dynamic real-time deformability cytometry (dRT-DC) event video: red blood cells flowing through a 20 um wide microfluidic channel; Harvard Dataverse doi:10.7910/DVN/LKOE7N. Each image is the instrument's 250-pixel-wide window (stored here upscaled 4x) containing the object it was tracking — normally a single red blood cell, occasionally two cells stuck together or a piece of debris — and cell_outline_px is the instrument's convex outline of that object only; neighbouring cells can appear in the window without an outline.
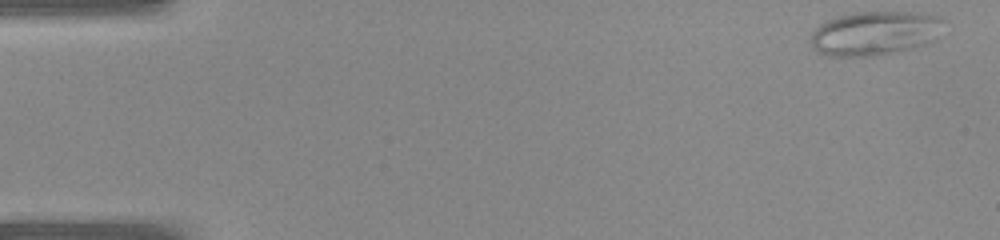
{"species": "common noctule bat (a hibernating species)", "species_latin": "Nyctalus noctula", "temperature_condition": "warm", "stored_images_in_passage": 40, "camera_frame_rate_fps": 3000, "um_per_image_px": 0.085, "animal": {"sex": "female", "body_mass_g": 22.0, "forearm_length_mm": 56.7}, "frame": {"image": 1, "passage_image": 1, "time_ms": 0.0, "image_size_px": [1000, 240], "cell_outline_px": [[944, 20], [936, 40], [912, 48], [880, 56], [828, 56], [812, 48], [812, 32], [820, 24], [828, 20], [840, 16], [856, 12], [920, 12], [940, 16]], "centroid_in_image_um": [74.4, 2.83], "position_along_channel_um": 10.6, "area_um2": 34.28}}
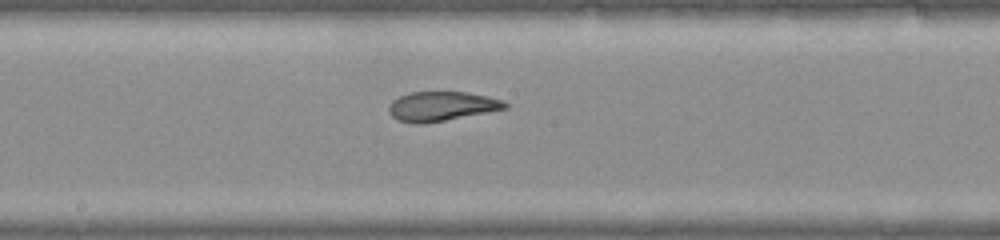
{"frame": {"image": 2, "passage_image": 21, "time_ms": 6.667, "image_size_px": [1000, 240], "cell_outline_px": [[508, 108], [488, 112], [424, 124], [412, 124], [396, 120], [388, 112], [388, 108], [392, 100], [400, 96], [412, 92], [468, 92], [488, 96], [500, 100], [508, 104]], "centroid_in_image_um": [37.5, 9.04], "position_along_channel_um": 210.7, "area_um2": 20.0}}
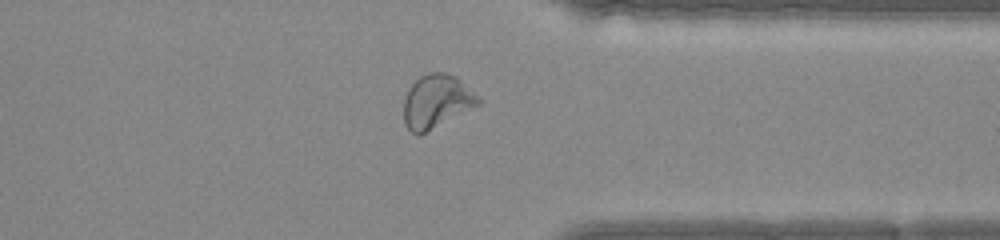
{"frame": {"image": 3, "passage_image": 31, "time_ms": 10.0, "image_size_px": [1000, 240], "cell_outline_px": [[484, 100], [480, 104], [420, 136], [416, 136], [408, 128], [404, 120], [404, 100], [408, 88], [420, 76], [428, 72], [444, 72], [456, 76]], "centroid_in_image_um": [37.12, 8.62], "position_along_channel_um": 374.3, "area_um2": 23.47}}